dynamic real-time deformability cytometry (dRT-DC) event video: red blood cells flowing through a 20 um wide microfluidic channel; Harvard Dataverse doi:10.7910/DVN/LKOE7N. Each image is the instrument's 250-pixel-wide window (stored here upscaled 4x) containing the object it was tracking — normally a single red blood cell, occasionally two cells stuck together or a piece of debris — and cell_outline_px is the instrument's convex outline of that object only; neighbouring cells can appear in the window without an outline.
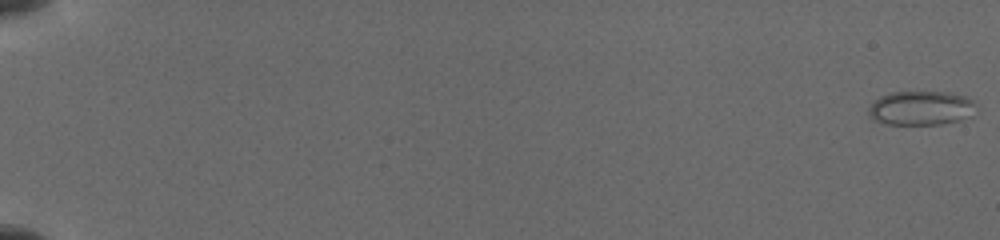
{"species": "common noctule bat (a hibernating species)", "species_latin": "Nyctalus noctula", "temperature_condition": "cold", "stored_images_in_passage": 19, "camera_frame_rate_fps": 3000, "um_per_image_px": 0.085, "animal": {"sex": "female", "body_mass_g": 19.5, "forearm_length_mm": 54.1}, "frame": {"image": 1, "passage_image": 1, "time_ms": 0.0, "image_size_px": [1000, 240], "cell_outline_px": [[972, 116], [960, 120], [940, 124], [888, 124], [872, 120], [868, 116], [868, 108], [872, 100], [880, 96], [892, 92], [948, 92], [964, 96], [972, 100]], "centroid_in_image_um": [78.19, 9.19], "position_along_channel_um": 6.8, "area_um2": 21.39}}
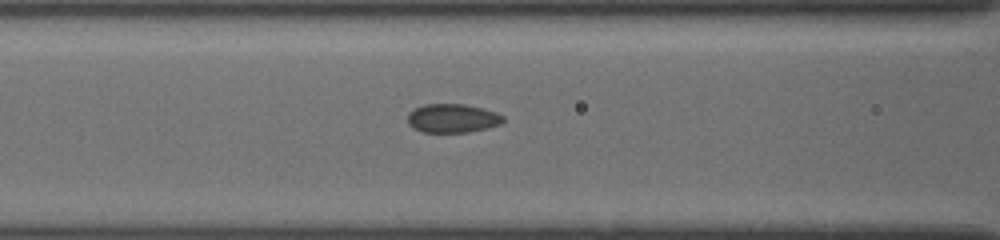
{"frame": {"image": 2, "passage_image": 17, "time_ms": 8.333, "image_size_px": [1000, 240], "cell_outline_px": [[504, 120], [500, 124], [488, 128], [468, 132], [424, 132], [412, 128], [408, 124], [408, 112], [424, 104], [464, 104], [484, 108], [496, 112], [504, 116]], "centroid_in_image_um": [38.47, 10.05], "position_along_channel_um": 128.1, "area_um2": 16.13}}
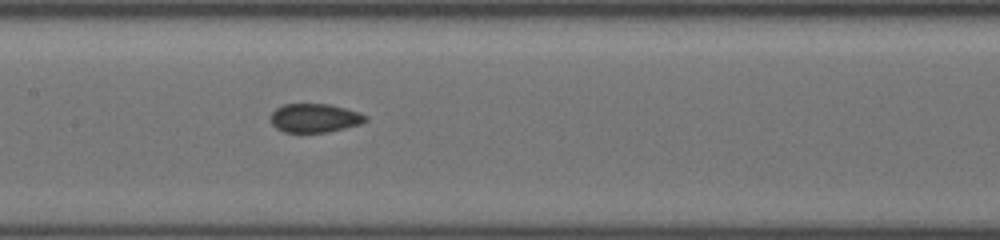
{"frame": {"image": 3, "passage_image": 19, "time_ms": 9.667, "image_size_px": [1000, 240], "cell_outline_px": [[368, 120], [360, 124], [328, 132], [284, 132], [276, 128], [272, 124], [272, 112], [276, 108], [284, 104], [328, 104], [360, 112], [368, 116]], "centroid_in_image_um": [26.77, 10.03], "position_along_channel_um": 180.6, "area_um2": 15.84}}